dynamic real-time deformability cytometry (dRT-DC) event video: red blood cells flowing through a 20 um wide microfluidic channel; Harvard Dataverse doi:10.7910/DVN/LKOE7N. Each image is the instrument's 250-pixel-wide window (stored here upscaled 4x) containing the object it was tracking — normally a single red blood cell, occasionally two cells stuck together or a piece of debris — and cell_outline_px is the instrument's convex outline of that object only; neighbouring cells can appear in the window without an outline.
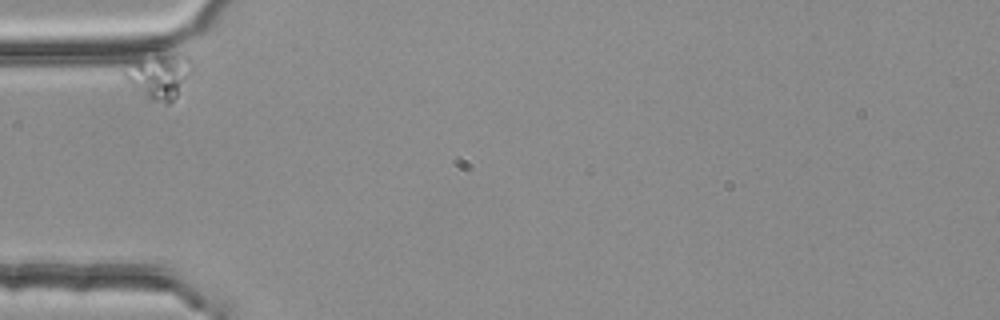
{"species": "common noctule bat (a hibernating species)", "species_latin": "Nyctalus noctula", "temperature_condition": "room temperature", "stored_images_in_passage": 3, "camera_frame_rate_fps": 3000, "um_per_image_px": 0.085, "animal": {"sex": "female", "body_mass_g": 25.1}, "frame": {"image": 1, "passage_image": 1, "time_ms": 0.0, "image_size_px": [1000, 320], "cell_outline_px": [[192, 68], [176, 96], [168, 104], [164, 104], [148, 100], [120, 76], [120, 72], [136, 60], [156, 52], [188, 56], [192, 64]], "centroid_in_image_um": [13.45, 6.45], "position_along_channel_um": 71.5, "area_um2": 17.92}}